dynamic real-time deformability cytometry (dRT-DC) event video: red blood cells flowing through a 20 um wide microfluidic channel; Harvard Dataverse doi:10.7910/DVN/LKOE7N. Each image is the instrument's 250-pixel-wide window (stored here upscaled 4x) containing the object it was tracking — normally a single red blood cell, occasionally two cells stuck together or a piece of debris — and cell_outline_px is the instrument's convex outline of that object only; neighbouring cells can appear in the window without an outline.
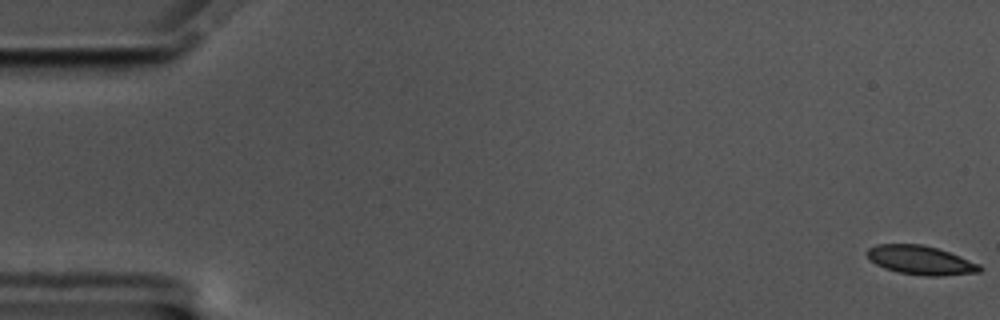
{"species": "common noctule bat (a hibernating species)", "species_latin": "Nyctalus noctula", "temperature_condition": "cold", "stored_images_in_passage": 59, "camera_frame_rate_fps": 3000, "um_per_image_px": 0.085, "animal": {"sex": "male", "body_mass_g": 17.5, "forearm_length_mm": 52.3}, "frame": {"image": 1, "passage_image": 1, "time_ms": 0.0, "image_size_px": [1000, 320], "cell_outline_px": [[984, 268], [980, 272], [940, 276], [924, 276], [900, 272], [884, 268], [868, 260], [864, 252], [868, 248], [876, 244], [920, 244], [936, 248], [960, 256], [980, 264]], "centroid_in_image_um": [78.22, 22.11], "position_along_channel_um": 6.8, "area_um2": 19.13}}
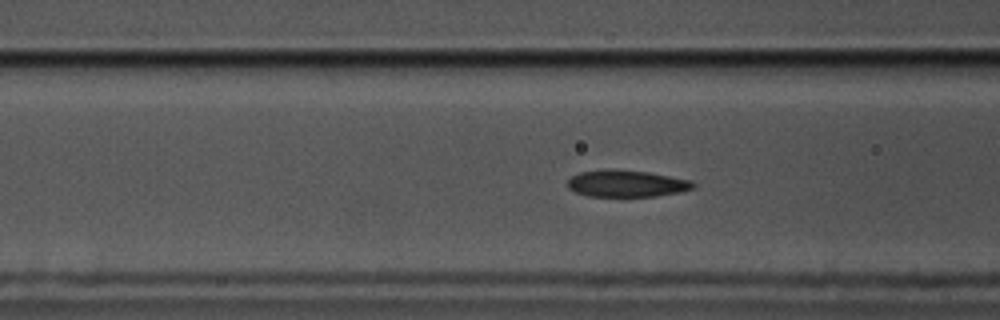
{"frame": {"image": 2, "passage_image": 23, "time_ms": 7.333, "image_size_px": [1000, 320], "cell_outline_px": [[696, 184], [692, 188], [680, 192], [656, 196], [588, 196], [576, 192], [568, 188], [568, 180], [572, 176], [580, 172], [612, 168], [648, 172], [692, 180]], "centroid_in_image_um": [53.26, 15.59], "position_along_channel_um": 113.3, "area_um2": 19.65}}
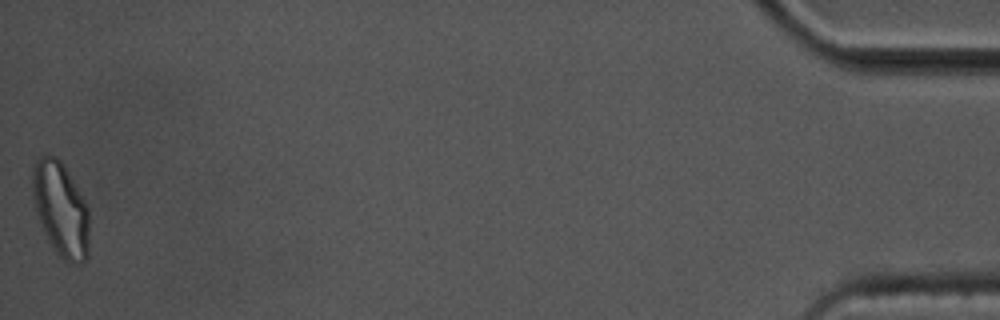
{"frame": {"image": 3, "passage_image": 59, "time_ms": 19.333, "image_size_px": [1000, 320], "cell_outline_px": [[88, 256], [80, 264], [72, 264], [64, 260], [52, 248], [48, 240], [36, 212], [32, 196], [32, 168], [36, 160], [40, 156], [48, 152], [56, 156], [64, 164], [84, 200], [88, 208]], "centroid_in_image_um": [5.14, 17.75], "position_along_channel_um": 430.1, "area_um2": 31.44}, "authors_computed_cell_mechanics": {"area_um2": 19.9988, "velocity_mm_per_s": 3.4438, "shape_relaxation_time_tau1_ms": 3.7946, "shape_relaxation_time_tau2_ms": 2.0395, "deformation_change_tau1": 0.1248, "deformation_change_tau2": 0.07}}